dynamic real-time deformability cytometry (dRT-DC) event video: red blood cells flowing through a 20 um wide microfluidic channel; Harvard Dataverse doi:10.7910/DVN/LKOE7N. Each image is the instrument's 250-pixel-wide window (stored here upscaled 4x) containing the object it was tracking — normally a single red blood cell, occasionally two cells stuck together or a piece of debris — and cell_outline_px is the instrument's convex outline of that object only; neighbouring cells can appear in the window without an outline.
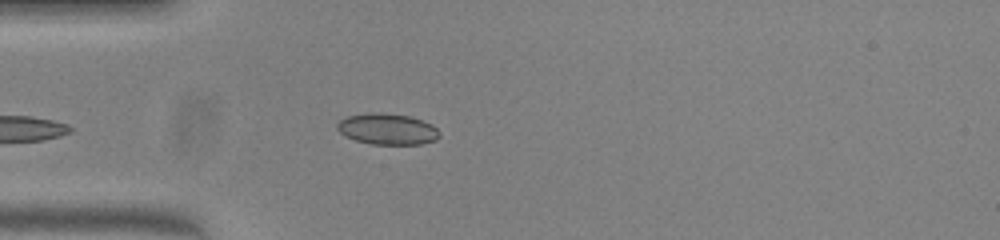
{"species": "common noctule bat (a hibernating species)", "species_latin": "Nyctalus noctula", "temperature_condition": "warm", "stored_images_in_passage": 37, "camera_frame_rate_fps": 3000, "um_per_image_px": 0.085, "animal": {"sex": "female", "body_mass_g": 23.0, "forearm_length_mm": 53.4}, "frame": {"image": 1, "passage_image": 2, "time_ms": 0.333, "image_size_px": [1000, 240], "cell_outline_px": [[440, 136], [436, 140], [420, 144], [372, 144], [356, 140], [344, 136], [336, 128], [336, 124], [340, 120], [348, 116], [368, 112], [384, 112], [408, 116], [432, 124], [440, 132]], "centroid_in_image_um": [32.91, 10.96], "position_along_channel_um": 52.1, "area_um2": 18.61}}
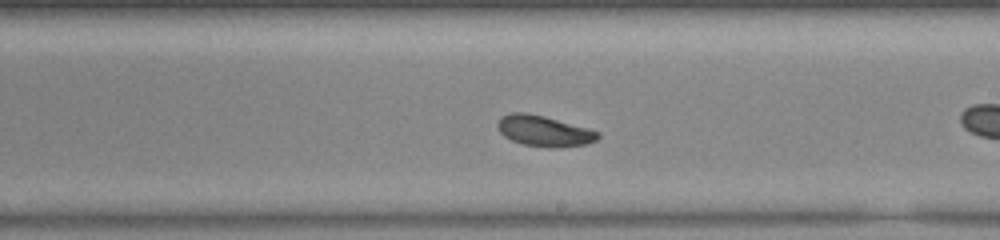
{"frame": {"image": 2, "passage_image": 14, "time_ms": 4.333, "image_size_px": [1000, 240], "cell_outline_px": [[600, 136], [596, 140], [588, 144], [556, 148], [552, 148], [524, 144], [512, 140], [504, 136], [500, 132], [496, 124], [500, 116], [512, 112], [524, 112], [544, 116], [600, 132]], "centroid_in_image_um": [46.22, 11.13], "position_along_channel_um": 242.8, "area_um2": 17.92}}
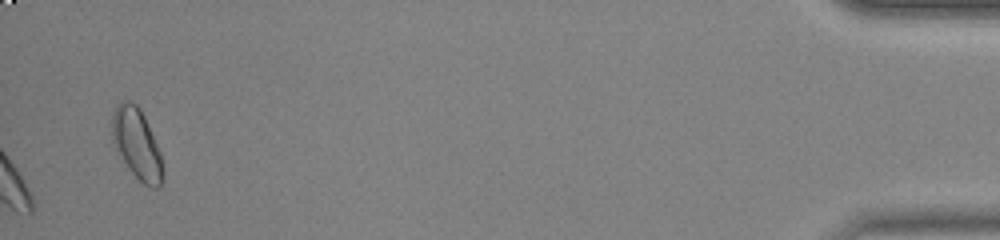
{"frame": {"image": 3, "passage_image": 37, "time_ms": 12.0, "image_size_px": [1000, 240], "cell_outline_px": [[164, 176], [160, 188], [152, 188], [144, 184], [132, 172], [124, 160], [112, 140], [112, 116], [116, 104], [120, 100], [132, 100], [140, 108], [144, 116], [160, 152]], "centroid_in_image_um": [11.64, 12.2], "position_along_channel_um": 423.6, "area_um2": 20.63}, "authors_computed_cell_mechanics": {"area_um2": 18.1492, "velocity_mm_per_s": 3.9541, "shape_relaxation_time_tau1_ms": 9.9132, "shape_relaxation_time_tau2_ms": null, "deformation_change_tau1": 0.1731, "deformation_change_tau2": null}}